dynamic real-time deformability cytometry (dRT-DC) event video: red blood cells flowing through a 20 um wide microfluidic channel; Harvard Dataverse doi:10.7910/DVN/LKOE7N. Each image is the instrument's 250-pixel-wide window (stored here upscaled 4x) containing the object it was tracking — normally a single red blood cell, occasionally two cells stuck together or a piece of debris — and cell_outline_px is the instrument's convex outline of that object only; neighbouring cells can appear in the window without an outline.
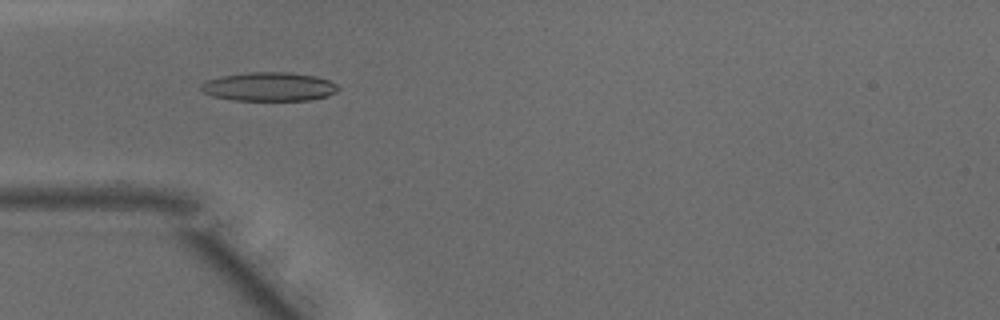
{"species": "common noctule bat (a hibernating species)", "species_latin": "Nyctalus noctula", "temperature_condition": "warm", "stored_images_in_passage": 48, "camera_frame_rate_fps": 3000, "um_per_image_px": 0.085, "animal": {"sex": "male", "body_mass_g": 15.6}, "frame": {"image": 1, "passage_image": 15, "time_ms": 4.667, "image_size_px": [1000, 320], "cell_outline_px": [[340, 88], [336, 92], [328, 96], [308, 100], [232, 100], [212, 96], [204, 92], [200, 88], [200, 84], [208, 80], [220, 76], [248, 72], [288, 72], [312, 76], [328, 80], [336, 84]], "centroid_in_image_um": [22.85, 7.37], "position_along_channel_um": 62.1, "area_um2": 22.95}}
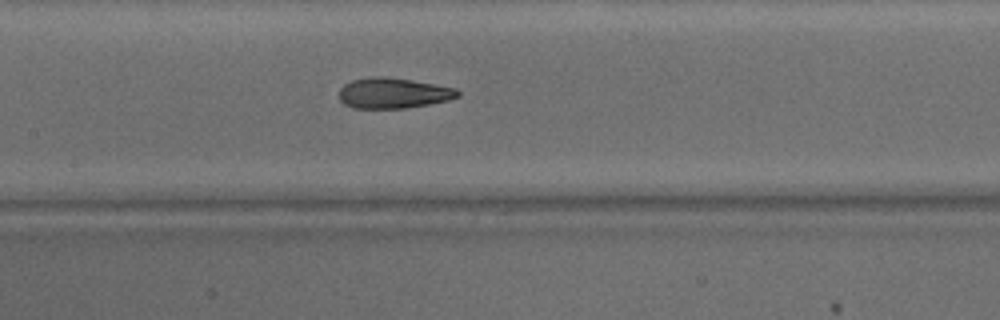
{"frame": {"image": 2, "passage_image": 23, "time_ms": 7.333, "image_size_px": [1000, 320], "cell_outline_px": [[460, 96], [448, 100], [408, 108], [352, 108], [344, 104], [340, 100], [340, 88], [344, 84], [352, 80], [372, 76], [384, 76], [412, 80], [456, 88], [460, 92]], "centroid_in_image_um": [33.42, 7.91], "position_along_channel_um": 174.0, "area_um2": 21.15}}
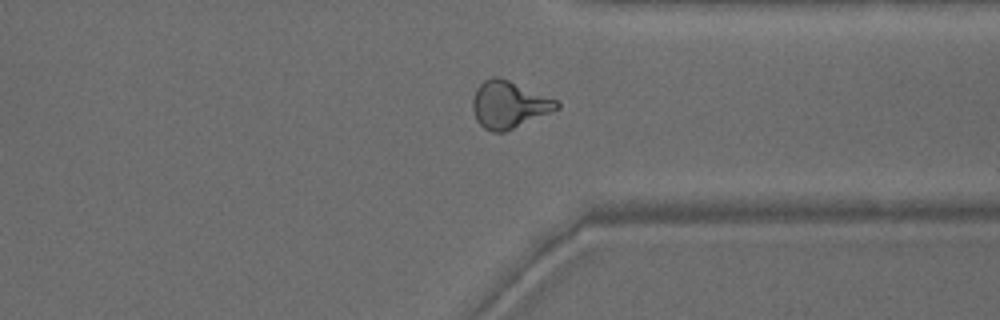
{"frame": {"image": 3, "passage_image": 37, "time_ms": 12.0, "image_size_px": [1000, 320], "cell_outline_px": [[560, 108], [504, 132], [492, 132], [484, 128], [476, 120], [472, 108], [472, 100], [476, 88], [484, 80], [492, 76], [496, 76], [508, 80], [556, 100], [560, 104]], "centroid_in_image_um": [43.21, 8.9], "position_along_channel_um": 368.2, "area_um2": 22.77}, "authors_computed_cell_mechanics": {"area_um2": 22.1663, "velocity_mm_per_s": 4.19, "shape_relaxation_time_tau1_ms": 7.5921, "shape_relaxation_time_tau2_ms": 1.3847, "deformation_change_tau1": 0.2499, "deformation_change_tau2": 0.0849}}